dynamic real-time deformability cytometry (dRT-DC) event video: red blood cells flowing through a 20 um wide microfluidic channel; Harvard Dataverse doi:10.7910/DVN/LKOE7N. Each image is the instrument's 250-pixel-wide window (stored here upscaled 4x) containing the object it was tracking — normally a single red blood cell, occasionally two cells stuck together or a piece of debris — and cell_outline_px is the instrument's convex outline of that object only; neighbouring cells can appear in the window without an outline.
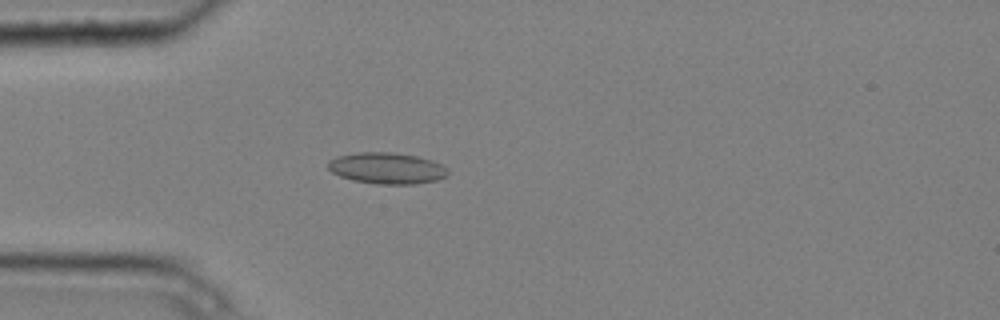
{"species": "common noctule bat (a hibernating species)", "species_latin": "Nyctalus noctula", "temperature_condition": "cold", "stored_images_in_passage": 4, "camera_frame_rate_fps": 3000, "um_per_image_px": 0.085, "animal": {"sex": "male", "body_mass_g": 20.4}, "frame": {"image": 1, "passage_image": 4, "time_ms": 1.0, "image_size_px": [1000, 320], "cell_outline_px": [[448, 176], [436, 180], [416, 184], [376, 184], [352, 180], [340, 176], [332, 172], [328, 168], [328, 160], [336, 156], [360, 152], [392, 152], [416, 156], [432, 160], [448, 168]], "centroid_in_image_um": [32.88, 14.3], "position_along_channel_um": 52.1, "area_um2": 21.96}}